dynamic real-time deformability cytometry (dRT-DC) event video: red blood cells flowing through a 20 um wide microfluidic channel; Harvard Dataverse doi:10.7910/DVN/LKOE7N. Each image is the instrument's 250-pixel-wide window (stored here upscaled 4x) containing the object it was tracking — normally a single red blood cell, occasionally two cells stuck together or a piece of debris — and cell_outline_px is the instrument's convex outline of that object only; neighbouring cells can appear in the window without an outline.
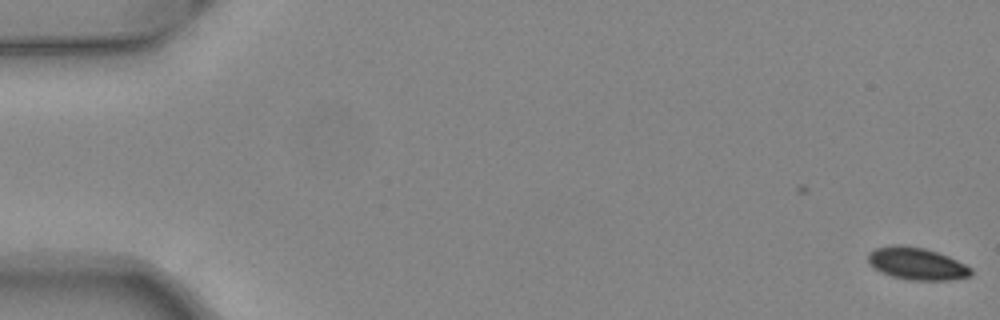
{"species": "common noctule bat (a hibernating species)", "species_latin": "Nyctalus noctula", "temperature_condition": "warm", "stored_images_in_passage": 2, "camera_frame_rate_fps": 3000, "um_per_image_px": 0.085, "animal": {"sex": "female", "body_mass_g": 24.6, "forearm_length_mm": 56.2}, "frame": {"image": 1, "passage_image": 2, "time_ms": 0.333, "image_size_px": [1000, 320], "cell_outline_px": [[972, 276], [948, 280], [908, 280], [892, 276], [880, 272], [868, 260], [868, 252], [876, 248], [896, 244], [900, 244], [924, 248], [948, 256], [972, 268]], "centroid_in_image_um": [77.93, 22.41], "position_along_channel_um": 7.1, "area_um2": 19.25}}